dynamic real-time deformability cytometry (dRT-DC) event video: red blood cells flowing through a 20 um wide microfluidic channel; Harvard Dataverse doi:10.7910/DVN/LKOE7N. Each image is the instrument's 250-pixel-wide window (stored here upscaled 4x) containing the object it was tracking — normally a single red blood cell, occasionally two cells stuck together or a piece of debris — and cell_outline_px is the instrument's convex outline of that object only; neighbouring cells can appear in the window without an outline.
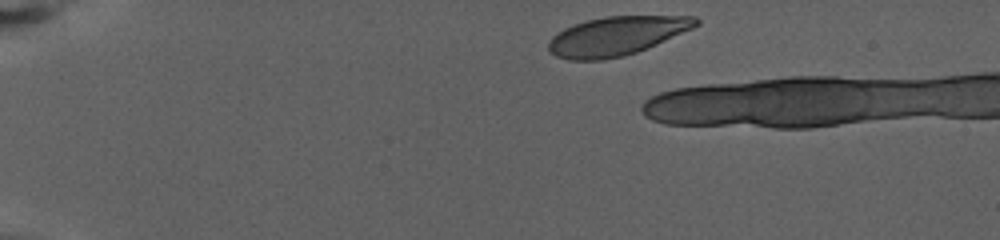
{"species": "human", "species_latin": "Homo sapiens", "temperature_condition": "warm", "stored_images_in_passage": 8, "camera_frame_rate_fps": 3000, "um_per_image_px": 0.085, "donor": {"sex": "female"}, "frame": {"image": 1, "passage_image": 1, "time_ms": 0.0, "image_size_px": [1000, 240], "cell_outline_px": [[700, 24], [692, 28], [656, 44], [636, 52], [624, 56], [604, 60], [568, 60], [556, 56], [548, 48], [548, 44], [552, 36], [564, 28], [584, 20], [604, 16], [696, 16], [700, 20]], "centroid_in_image_um": [52.39, 3.05], "position_along_channel_um": 32.6, "area_um2": 33.35}}